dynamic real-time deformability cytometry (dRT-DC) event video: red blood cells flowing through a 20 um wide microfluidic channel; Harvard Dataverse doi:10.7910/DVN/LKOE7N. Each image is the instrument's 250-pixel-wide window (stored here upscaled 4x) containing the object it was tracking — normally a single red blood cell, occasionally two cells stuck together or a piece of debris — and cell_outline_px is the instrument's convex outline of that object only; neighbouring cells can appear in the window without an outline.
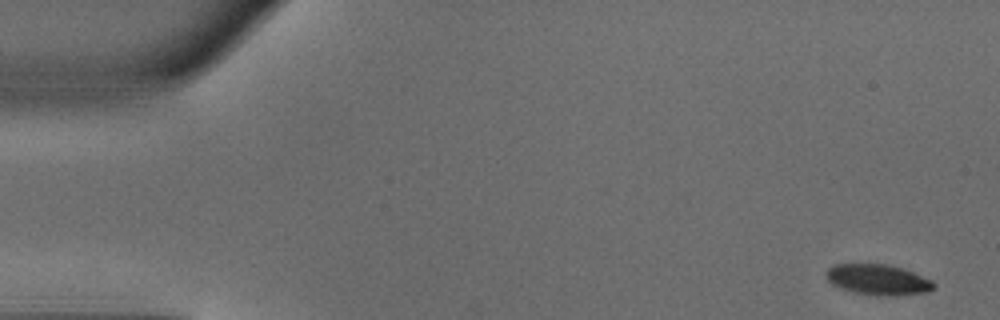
{"species": "common noctule bat (a hibernating species)", "species_latin": "Nyctalus noctula", "temperature_condition": "warm", "stored_images_in_passage": 49, "camera_frame_rate_fps": 3000, "um_per_image_px": 0.085, "animal": {"sex": "male", "body_mass_g": 18.8}, "frame": {"image": 1, "passage_image": 2, "time_ms": 0.333, "image_size_px": [1000, 320], "cell_outline_px": [[936, 288], [928, 292], [896, 296], [872, 296], [852, 292], [840, 288], [832, 284], [824, 276], [824, 272], [832, 264], [888, 264], [904, 268], [932, 280], [936, 284]], "centroid_in_image_um": [74.63, 23.78], "position_along_channel_um": 10.4, "area_um2": 19.77}}
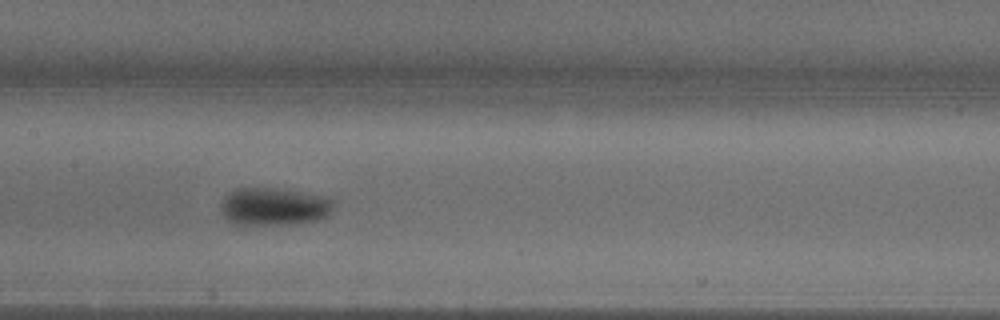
{"frame": {"image": 2, "passage_image": 24, "time_ms": 7.667, "image_size_px": [1000, 320], "cell_outline_px": [[332, 212], [328, 216], [316, 220], [296, 224], [244, 228], [232, 224], [220, 212], [220, 204], [224, 196], [228, 192], [236, 188], [276, 188], [324, 196], [332, 200]], "centroid_in_image_um": [23.19, 17.61], "position_along_channel_um": 184.2, "area_um2": 25.84}}
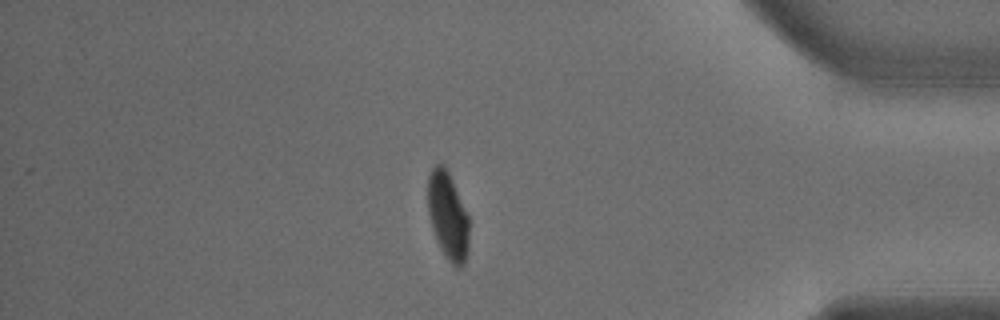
{"frame": {"image": 3, "passage_image": 42, "time_ms": 13.667, "image_size_px": [1000, 320], "cell_outline_px": [[468, 252], [464, 264], [460, 268], [456, 268], [448, 260], [440, 248], [432, 228], [428, 212], [428, 176], [432, 168], [436, 164], [444, 164], [452, 180], [468, 216]], "centroid_in_image_um": [38.06, 18.37], "position_along_channel_um": 397.1, "area_um2": 20.87}}